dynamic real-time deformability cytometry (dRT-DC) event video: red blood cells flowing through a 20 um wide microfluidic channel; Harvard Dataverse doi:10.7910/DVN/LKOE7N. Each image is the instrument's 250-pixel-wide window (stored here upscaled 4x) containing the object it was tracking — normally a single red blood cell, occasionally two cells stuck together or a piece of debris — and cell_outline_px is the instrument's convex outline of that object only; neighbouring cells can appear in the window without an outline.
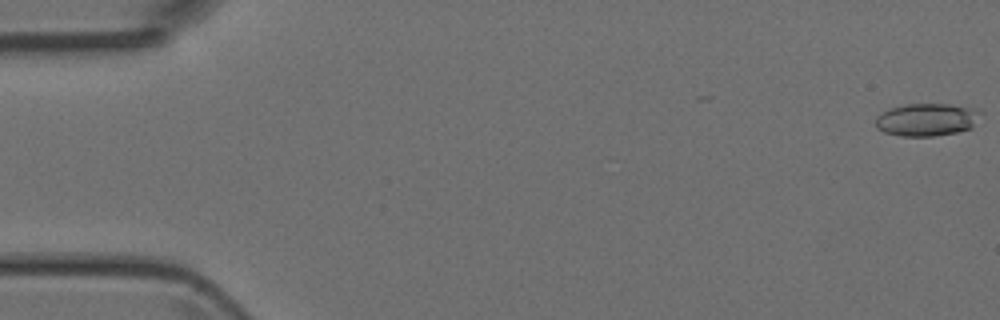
{"species": "Egyptian fruit bat (a non-hibernating species)", "species_latin": "Rousettus aegyptiacus", "temperature_condition": "room temperature", "stored_images_in_passage": 7, "camera_frame_rate_fps": 3000, "um_per_image_px": 0.085, "animal": {"sex": "female"}, "frame": {"image": 1, "passage_image": 1, "time_ms": 0.0, "image_size_px": [1000, 320], "cell_outline_px": [[984, 112], [972, 128], [956, 132], [932, 136], [900, 136], [884, 132], [876, 128], [876, 116], [888, 108], [908, 104], [948, 104], [976, 108]], "centroid_in_image_um": [78.8, 10.16], "position_along_channel_um": 6.2, "area_um2": 20.23}}